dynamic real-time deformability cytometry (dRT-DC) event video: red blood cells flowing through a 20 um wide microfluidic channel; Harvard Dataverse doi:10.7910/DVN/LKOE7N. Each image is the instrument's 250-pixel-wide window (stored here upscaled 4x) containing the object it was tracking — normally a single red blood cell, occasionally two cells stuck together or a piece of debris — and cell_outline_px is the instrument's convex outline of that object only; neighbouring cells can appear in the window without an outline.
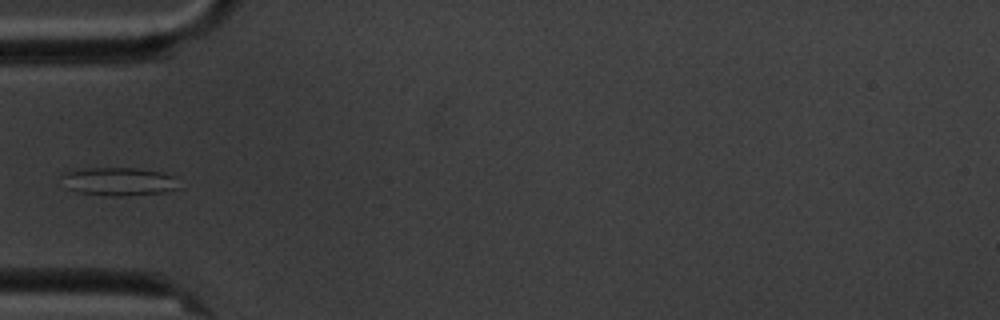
{"species": "common noctule bat (a hibernating species)", "species_latin": "Nyctalus noctula", "temperature_condition": "cold", "stored_images_in_passage": 5, "camera_frame_rate_fps": 3000, "um_per_image_px": 0.085, "animal": {"sex": "male", "body_mass_g": 20.1, "forearm_length_mm": 53.5}, "frame": {"image": 1, "passage_image": 5, "time_ms": 4.667, "image_size_px": [1000, 320], "cell_outline_px": [[180, 188], [164, 192], [124, 196], [112, 196], [80, 192], [68, 188], [60, 176], [64, 172], [88, 168], [136, 168], [164, 172], [176, 176]], "centroid_in_image_um": [10.16, 15.42], "position_along_channel_um": 74.8, "area_um2": 19.36}}